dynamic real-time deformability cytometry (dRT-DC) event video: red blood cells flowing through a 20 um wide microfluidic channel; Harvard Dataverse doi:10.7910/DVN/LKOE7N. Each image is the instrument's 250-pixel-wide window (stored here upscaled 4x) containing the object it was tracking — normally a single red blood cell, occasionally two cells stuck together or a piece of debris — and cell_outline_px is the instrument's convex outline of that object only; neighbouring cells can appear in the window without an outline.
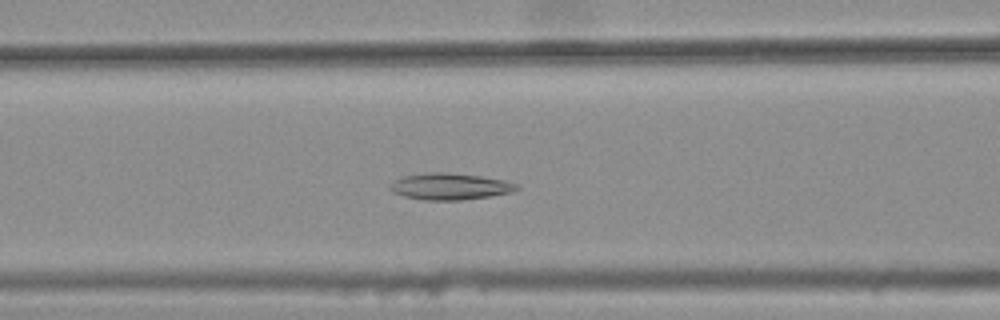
{"species": "common noctule bat (a hibernating species)", "species_latin": "Nyctalus noctula", "temperature_condition": "warm", "stored_images_in_passage": 36, "camera_frame_rate_fps": 3000, "um_per_image_px": 0.085, "animal": {"sex": "female", "body_mass_g": 25.1}, "frame": {"image": 1, "passage_image": 13, "time_ms": 4.0, "image_size_px": [1000, 320], "cell_outline_px": [[520, 188], [508, 192], [488, 196], [460, 200], [424, 200], [404, 196], [392, 192], [388, 188], [396, 180], [404, 176], [432, 172], [444, 172], [480, 176], [504, 180], [516, 184]], "centroid_in_image_um": [38.21, 15.85], "position_along_channel_um": 128.4, "area_um2": 19.19}}
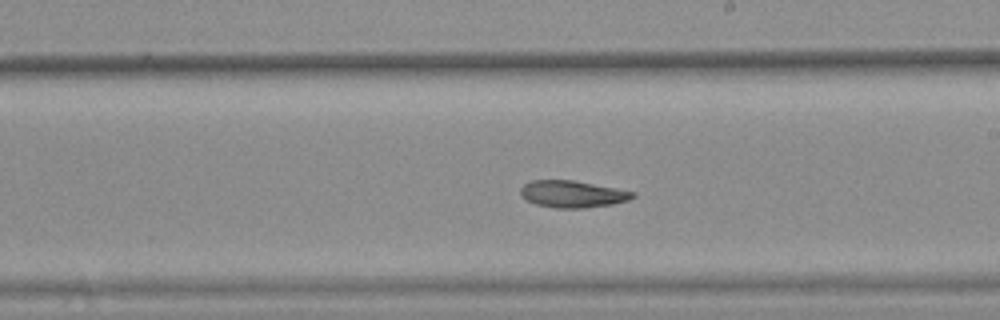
{"frame": {"image": 2, "passage_image": 22, "time_ms": 7.0, "image_size_px": [1000, 320], "cell_outline_px": [[636, 196], [628, 200], [612, 204], [584, 208], [556, 208], [536, 204], [524, 200], [520, 196], [520, 188], [524, 184], [532, 180], [572, 180], [616, 188], [636, 192]], "centroid_in_image_um": [48.63, 16.49], "position_along_channel_um": 240.4, "area_um2": 17.69}}
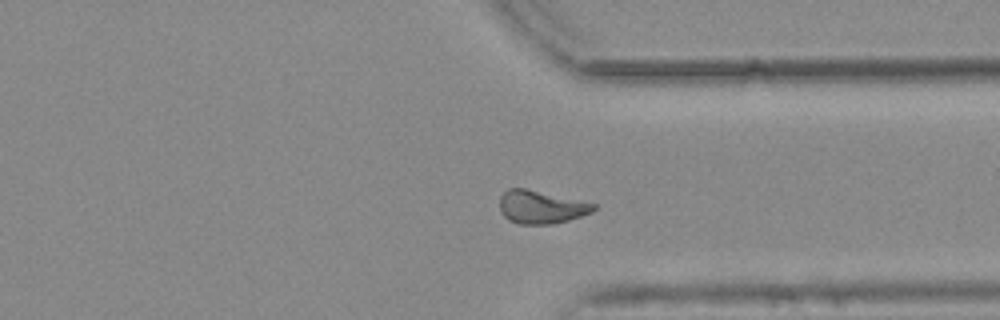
{"frame": {"image": 3, "passage_image": 32, "time_ms": 10.333, "image_size_px": [1000, 320], "cell_outline_px": [[596, 208], [592, 212], [568, 220], [548, 224], [520, 224], [508, 220], [504, 216], [500, 208], [500, 196], [508, 188], [524, 188], [596, 204]], "centroid_in_image_um": [45.96, 17.6], "position_along_channel_um": 365.4, "area_um2": 17.8}, "authors_computed_cell_mechanics": {"area_um2": 18.4671, "velocity_mm_per_s": 3.7408, "shape_relaxation_time_tau1_ms": null, "shape_relaxation_time_tau2_ms": 7.163, "deformation_change_tau1": null, "deformation_change_tau2": 0.1333}}